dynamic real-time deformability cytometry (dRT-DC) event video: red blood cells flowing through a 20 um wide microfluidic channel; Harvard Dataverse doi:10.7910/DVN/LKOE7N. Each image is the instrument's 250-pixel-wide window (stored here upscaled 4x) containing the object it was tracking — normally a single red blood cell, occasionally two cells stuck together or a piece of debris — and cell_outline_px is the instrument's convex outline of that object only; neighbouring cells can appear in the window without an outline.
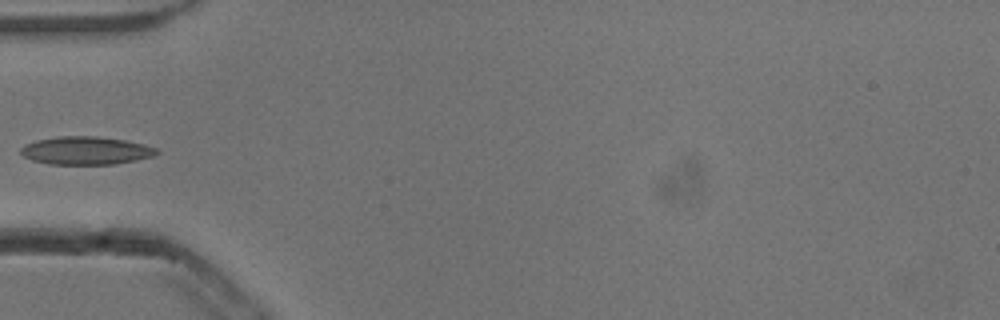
{"species": "common noctule bat (a hibernating species)", "species_latin": "Nyctalus noctula", "temperature_condition": "cold", "stored_images_in_passage": 5, "camera_frame_rate_fps": 3000, "um_per_image_px": 0.085, "animal": {"sex": "male", "body_mass_g": 13.3}, "frame": {"image": 1, "passage_image": 1, "time_ms": 0.0, "image_size_px": [1000, 320], "cell_outline_px": [[160, 152], [152, 156], [136, 160], [112, 164], [48, 164], [32, 160], [24, 156], [20, 152], [20, 148], [24, 144], [36, 140], [56, 136], [96, 136], [124, 140], [144, 144], [156, 148]], "centroid_in_image_um": [7.27, 12.79], "position_along_channel_um": 77.7, "area_um2": 22.2}}